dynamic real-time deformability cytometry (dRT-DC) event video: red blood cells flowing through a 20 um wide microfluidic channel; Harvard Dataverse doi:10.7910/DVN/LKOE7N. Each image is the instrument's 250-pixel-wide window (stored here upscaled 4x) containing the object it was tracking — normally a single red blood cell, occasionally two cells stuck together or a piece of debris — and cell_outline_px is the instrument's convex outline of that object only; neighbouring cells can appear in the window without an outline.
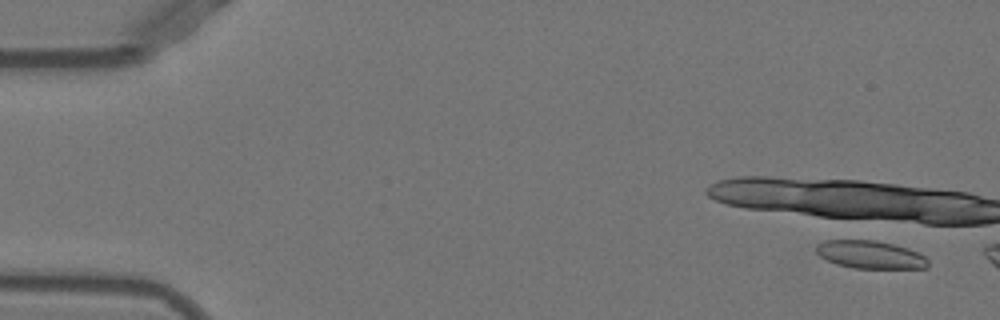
{"species": "Egyptian fruit bat (a non-hibernating species)", "species_latin": "Rousettus aegyptiacus", "temperature_condition": "warm", "stored_images_in_passage": 3, "camera_frame_rate_fps": 3000, "um_per_image_px": 0.085, "animal": {"sex": "female"}, "frame": {"image": 1, "passage_image": 3, "time_ms": 0.667, "image_size_px": [1000, 320], "cell_outline_px": [[928, 268], [852, 268], [836, 264], [820, 256], [816, 252], [816, 244], [824, 240], [876, 240], [908, 248], [924, 256], [928, 260]], "centroid_in_image_um": [73.95, 21.64], "position_along_channel_um": 11.1, "area_um2": 18.15}}